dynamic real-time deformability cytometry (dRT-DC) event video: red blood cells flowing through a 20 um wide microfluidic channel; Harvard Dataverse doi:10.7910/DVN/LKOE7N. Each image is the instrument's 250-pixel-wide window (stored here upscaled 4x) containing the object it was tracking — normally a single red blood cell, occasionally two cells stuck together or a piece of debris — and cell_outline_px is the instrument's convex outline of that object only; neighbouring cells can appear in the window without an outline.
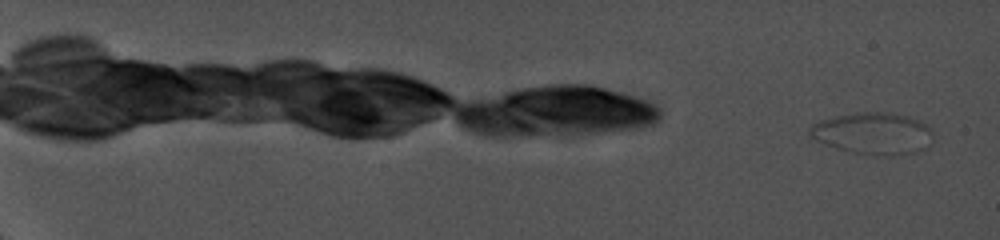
{"species": "common noctule bat (a hibernating species)", "species_latin": "Nyctalus noctula", "temperature_condition": "cold", "stored_images_in_passage": 7, "camera_frame_rate_fps": 5000, "um_per_image_px": 0.085, "animal": {"sex": "female", "body_mass_g": 19.0, "forearm_length_mm": 56.7}, "frame": {"image": 1, "passage_image": 2, "time_ms": 1.0, "image_size_px": [1000, 240], "cell_outline_px": [[932, 144], [928, 148], [916, 152], [892, 156], [876, 156], [844, 152], [820, 144], [808, 132], [808, 128], [812, 124], [820, 120], [836, 116], [856, 112], [888, 112], [908, 116], [920, 120], [932, 128]], "centroid_in_image_um": [74.21, 11.37], "position_along_channel_um": 10.8, "area_um2": 31.04}}